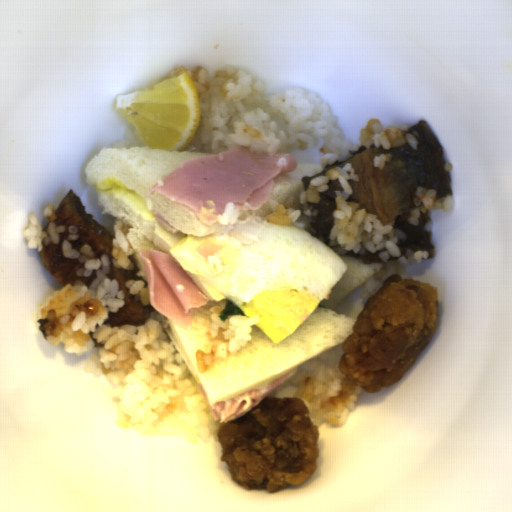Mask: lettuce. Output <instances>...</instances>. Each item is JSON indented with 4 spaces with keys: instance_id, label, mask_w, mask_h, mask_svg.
I'll return each mask as SVG.
<instances>
[{
    "instance_id": "1",
    "label": "lettuce",
    "mask_w": 512,
    "mask_h": 512,
    "mask_svg": "<svg viewBox=\"0 0 512 512\" xmlns=\"http://www.w3.org/2000/svg\"><path fill=\"white\" fill-rule=\"evenodd\" d=\"M245 316L235 301L226 299L224 300V307L218 315L219 322L226 323L228 317Z\"/></svg>"
}]
</instances>
